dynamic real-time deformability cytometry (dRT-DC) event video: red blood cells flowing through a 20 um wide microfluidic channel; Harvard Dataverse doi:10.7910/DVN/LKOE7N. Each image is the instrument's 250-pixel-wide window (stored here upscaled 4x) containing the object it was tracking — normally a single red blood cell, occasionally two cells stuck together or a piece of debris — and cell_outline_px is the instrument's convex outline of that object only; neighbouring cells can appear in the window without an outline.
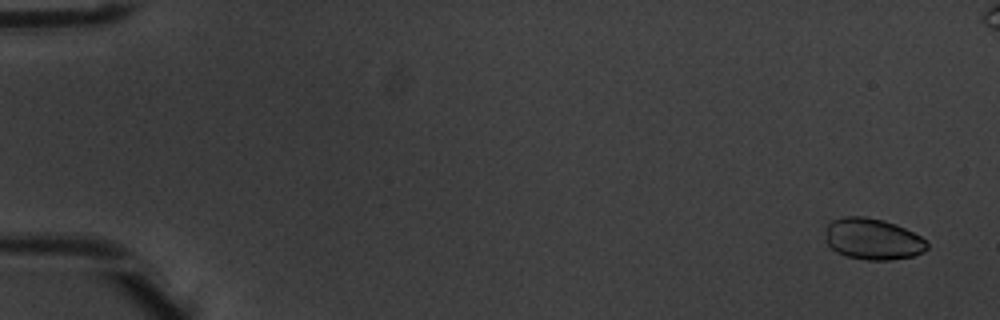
{"species": "common noctule bat (a hibernating species)", "species_latin": "Nyctalus noctula", "temperature_condition": "warm", "stored_images_in_passage": 6, "camera_frame_rate_fps": 3000, "um_per_image_px": 0.085, "animal": {"sex": "male", "body_mass_g": 20.1, "forearm_length_mm": 53.5}, "frame": {"image": 1, "passage_image": 1, "time_ms": 0.0, "image_size_px": [1000, 320], "cell_outline_px": [[928, 248], [924, 252], [912, 256], [888, 260], [868, 260], [848, 256], [836, 252], [824, 240], [828, 224], [832, 220], [844, 216], [864, 216], [884, 220], [896, 224], [920, 236], [928, 244]], "centroid_in_image_um": [74.17, 20.31], "position_along_channel_um": 10.8, "area_um2": 24.45}}